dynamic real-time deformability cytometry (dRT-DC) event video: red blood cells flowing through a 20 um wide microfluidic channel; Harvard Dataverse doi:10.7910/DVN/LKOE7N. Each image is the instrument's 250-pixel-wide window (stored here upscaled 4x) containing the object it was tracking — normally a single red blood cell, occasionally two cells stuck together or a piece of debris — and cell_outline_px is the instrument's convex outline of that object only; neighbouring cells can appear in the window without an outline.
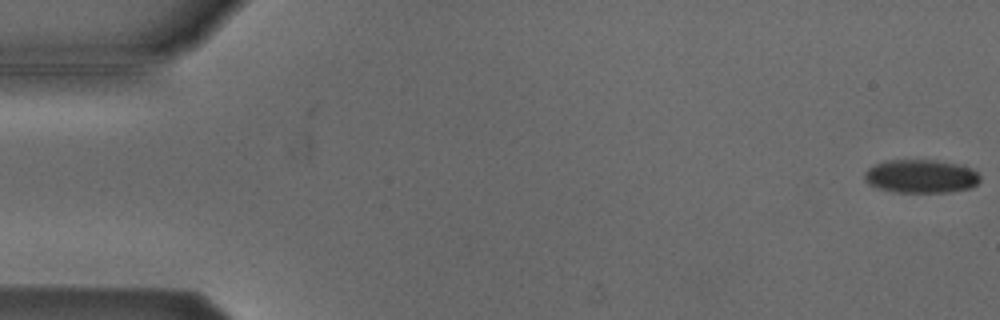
{"species": "Egyptian fruit bat (a non-hibernating species)", "species_latin": "Rousettus aegyptiacus", "temperature_condition": "cold", "stored_images_in_passage": 54, "camera_frame_rate_fps": 3000, "um_per_image_px": 0.085, "animal": {"sex": "male"}, "frame": {"image": 1, "passage_image": 1, "time_ms": 0.0, "image_size_px": [1000, 320], "cell_outline_px": [[980, 180], [972, 188], [952, 192], [896, 192], [880, 188], [868, 184], [864, 180], [864, 172], [868, 168], [884, 160], [936, 160], [960, 164], [972, 168], [980, 176]], "centroid_in_image_um": [78.29, 14.98], "position_along_channel_um": 6.7, "area_um2": 22.72}}
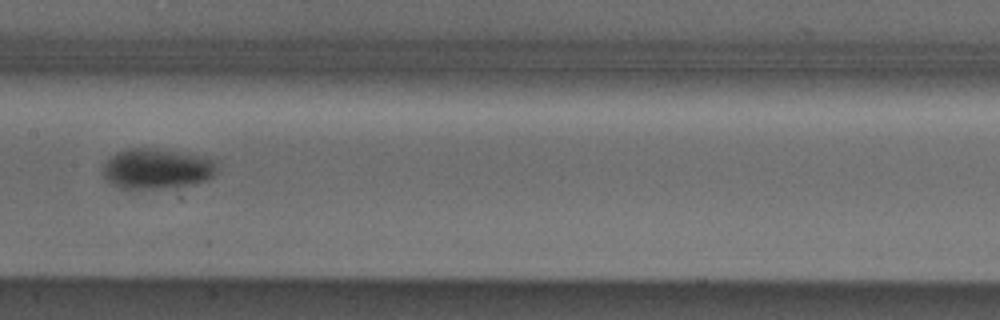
{"frame": {"image": 2, "passage_image": 27, "time_ms": 8.667, "image_size_px": [1000, 320], "cell_outline_px": [[220, 168], [208, 180], [176, 188], [120, 188], [112, 184], [104, 176], [104, 164], [116, 152], [128, 148], [156, 148], [196, 156], [212, 160]], "centroid_in_image_um": [13.33, 14.35], "position_along_channel_um": 194.1, "area_um2": 26.53}}
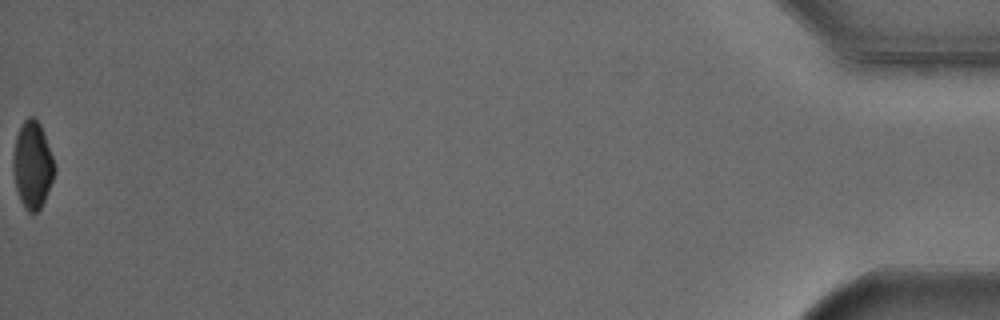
{"frame": {"image": 3, "passage_image": 54, "time_ms": 17.667, "image_size_px": [1000, 320], "cell_outline_px": [[56, 172], [44, 200], [40, 208], [36, 212], [28, 212], [24, 208], [20, 200], [16, 188], [12, 164], [12, 160], [16, 136], [24, 120], [28, 116], [32, 116], [40, 124], [44, 132], [56, 168]], "centroid_in_image_um": [2.76, 14.02], "position_along_channel_um": 432.4, "area_um2": 20.92}, "authors_computed_cell_mechanics": {"area_um2": 24.2182, "velocity_mm_per_s": 3.8368, "shape_relaxation_time_tau1_ms": 2.5077, "shape_relaxation_time_tau2_ms": null, "deformation_change_tau1": 0.0923, "deformation_change_tau2": null}}